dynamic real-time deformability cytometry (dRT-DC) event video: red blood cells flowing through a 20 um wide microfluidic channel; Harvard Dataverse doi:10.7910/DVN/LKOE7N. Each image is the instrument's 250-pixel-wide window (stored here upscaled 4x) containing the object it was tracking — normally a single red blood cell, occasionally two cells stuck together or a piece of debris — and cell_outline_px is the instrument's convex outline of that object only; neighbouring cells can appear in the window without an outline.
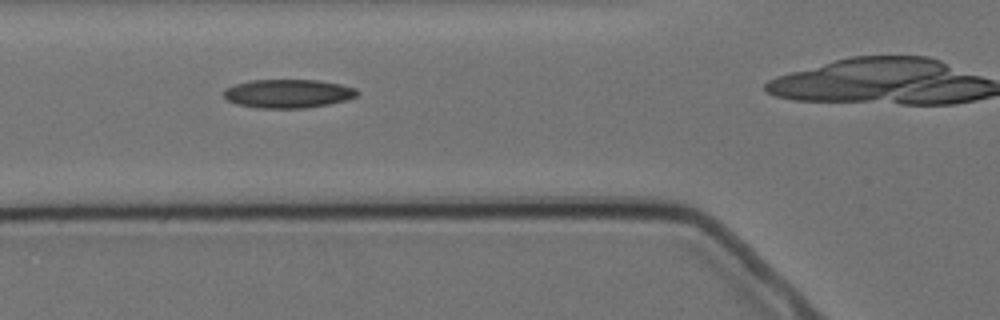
{"species": "Egyptian fruit bat (a non-hibernating species)", "species_latin": "Rousettus aegyptiacus", "temperature_condition": "cold", "stored_images_in_passage": 11, "camera_frame_rate_fps": 3000, "um_per_image_px": 0.085, "animal": {"sex": "female"}, "frame": {"image": 1, "passage_image": 2, "time_ms": 1.0, "image_size_px": [1000, 320], "cell_outline_px": [[360, 92], [356, 96], [344, 100], [328, 104], [304, 108], [256, 108], [236, 104], [228, 100], [224, 96], [224, 92], [228, 88], [236, 84], [252, 80], [316, 80], [340, 84], [356, 88]], "centroid_in_image_um": [24.49, 7.96], "position_along_channel_um": 101.3, "area_um2": 22.08}}
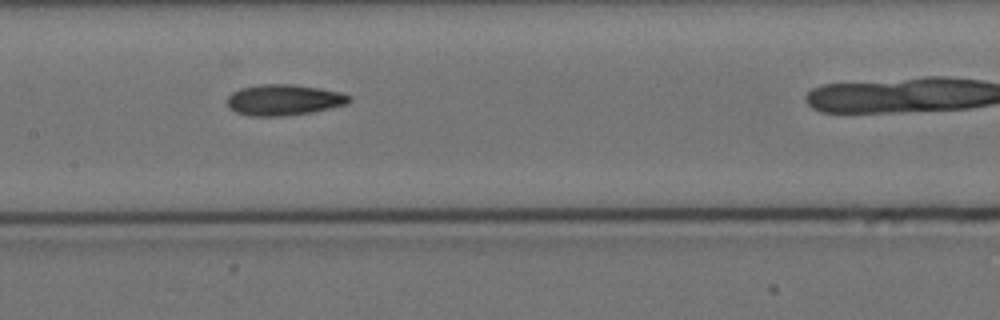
{"frame": {"image": 2, "passage_image": 4, "time_ms": 3.333, "image_size_px": [1000, 320], "cell_outline_px": [[352, 100], [348, 104], [312, 112], [284, 116], [248, 116], [236, 112], [228, 108], [228, 96], [232, 92], [240, 88], [260, 84], [292, 84], [320, 88], [340, 92], [352, 96]], "centroid_in_image_um": [24.14, 8.49], "position_along_channel_um": 183.3, "area_um2": 22.2}}